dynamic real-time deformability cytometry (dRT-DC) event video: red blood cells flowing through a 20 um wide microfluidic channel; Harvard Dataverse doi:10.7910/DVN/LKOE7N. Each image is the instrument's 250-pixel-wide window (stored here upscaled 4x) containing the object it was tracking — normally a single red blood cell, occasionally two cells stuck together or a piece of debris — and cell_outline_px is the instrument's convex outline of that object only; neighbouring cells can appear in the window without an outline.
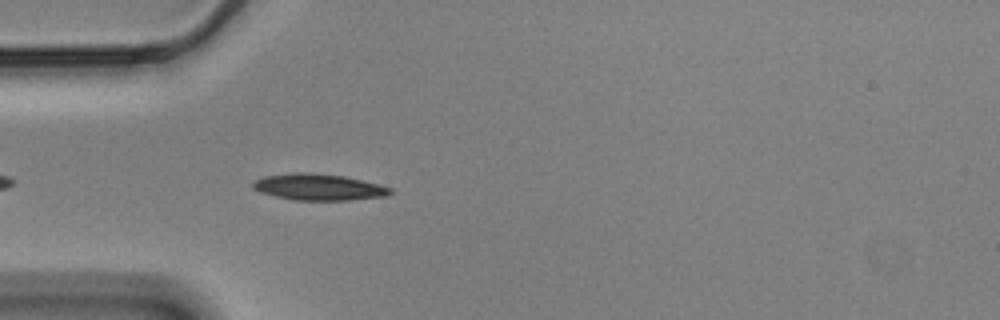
{"species": "Egyptian fruit bat (a non-hibernating species)", "species_latin": "Rousettus aegyptiacus", "temperature_condition": "cold", "stored_images_in_passage": 11, "camera_frame_rate_fps": 3000, "um_per_image_px": 0.085, "animal": {"sex": "male"}, "frame": {"image": 1, "passage_image": 4, "time_ms": 1.0, "image_size_px": [1000, 320], "cell_outline_px": [[392, 192], [388, 196], [348, 200], [296, 200], [276, 196], [260, 192], [252, 188], [252, 184], [256, 180], [264, 176], [296, 172], [312, 172], [344, 176], [380, 184], [392, 188]], "centroid_in_image_um": [27.11, 15.89], "position_along_channel_um": 57.9, "area_um2": 21.15}}
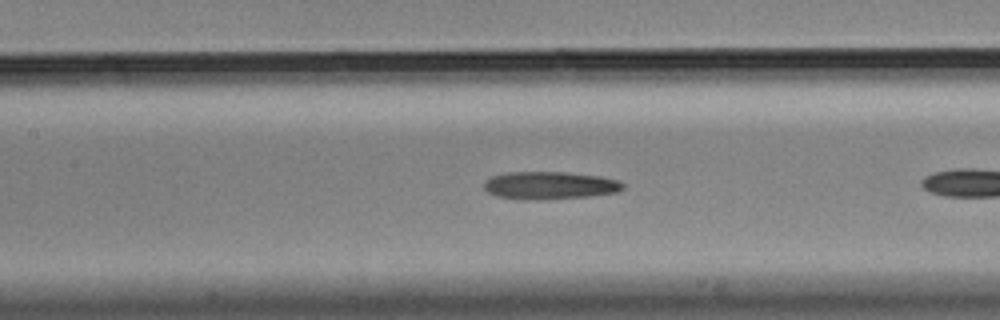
{"frame": {"image": 2, "passage_image": 10, "time_ms": 3.0, "image_size_px": [1000, 320], "cell_outline_px": [[624, 188], [620, 192], [588, 196], [544, 200], [524, 200], [496, 196], [488, 192], [484, 188], [484, 180], [492, 176], [508, 172], [568, 172], [600, 176], [620, 180], [624, 184]], "centroid_in_image_um": [46.75, 15.76], "position_along_channel_um": 160.7, "area_um2": 22.77}}